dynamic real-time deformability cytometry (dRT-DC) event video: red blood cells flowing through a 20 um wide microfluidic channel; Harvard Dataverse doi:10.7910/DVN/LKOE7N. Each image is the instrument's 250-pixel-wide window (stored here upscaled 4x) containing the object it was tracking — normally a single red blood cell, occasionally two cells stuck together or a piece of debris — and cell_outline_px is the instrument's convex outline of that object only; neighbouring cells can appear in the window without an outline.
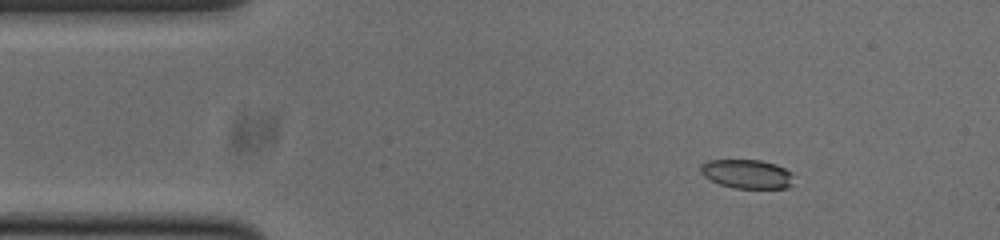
{"species": "common noctule bat (a hibernating species)", "species_latin": "Nyctalus noctula", "temperature_condition": "cold", "stored_images_in_passage": 47, "camera_frame_rate_fps": 3000, "um_per_image_px": 0.085, "animal": {"sex": "male", "body_mass_g": 20.0, "forearm_length_mm": 53.3}, "frame": {"image": 1, "passage_image": 1, "time_ms": 0.0, "image_size_px": [1000, 240], "cell_outline_px": [[792, 184], [788, 188], [736, 188], [720, 184], [704, 176], [700, 172], [700, 164], [708, 160], [760, 160], [776, 164], [792, 172]], "centroid_in_image_um": [63.49, 14.78], "position_along_channel_um": 21.5, "area_um2": 15.72}}
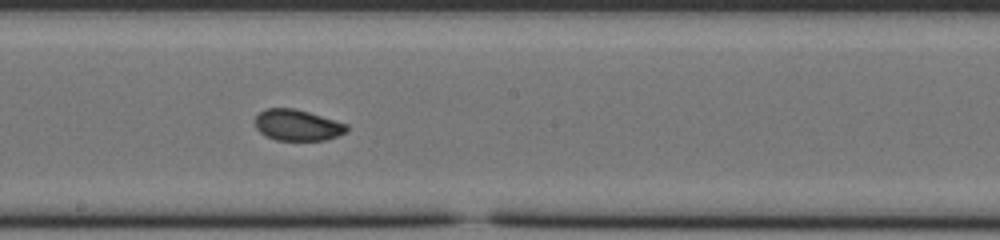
{"frame": {"image": 2, "passage_image": 22, "time_ms": 7.0, "image_size_px": [1000, 240], "cell_outline_px": [[348, 132], [324, 140], [276, 140], [264, 136], [256, 128], [256, 116], [264, 108], [296, 108], [348, 124]], "centroid_in_image_um": [25.28, 10.63], "position_along_channel_um": 222.9, "area_um2": 16.7}}
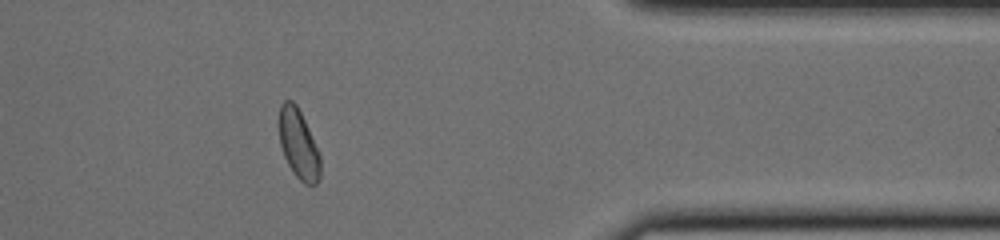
{"frame": {"image": 3, "passage_image": 37, "time_ms": 12.0, "image_size_px": [1000, 240], "cell_outline_px": [[320, 180], [316, 184], [304, 184], [292, 172], [284, 156], [280, 144], [280, 104], [284, 100], [292, 100], [296, 104], [320, 152]], "centroid_in_image_um": [25.39, 12.28], "position_along_channel_um": 386.0, "area_um2": 16.59}, "authors_computed_cell_mechanics": {"area_um2": 17.1088, "velocity_mm_per_s": 3.7689, "shape_relaxation_time_tau1_ms": 4.7651, "shape_relaxation_time_tau2_ms": 1.6636, "deformation_change_tau1": 0.1089, "deformation_change_tau2": 0.047}}